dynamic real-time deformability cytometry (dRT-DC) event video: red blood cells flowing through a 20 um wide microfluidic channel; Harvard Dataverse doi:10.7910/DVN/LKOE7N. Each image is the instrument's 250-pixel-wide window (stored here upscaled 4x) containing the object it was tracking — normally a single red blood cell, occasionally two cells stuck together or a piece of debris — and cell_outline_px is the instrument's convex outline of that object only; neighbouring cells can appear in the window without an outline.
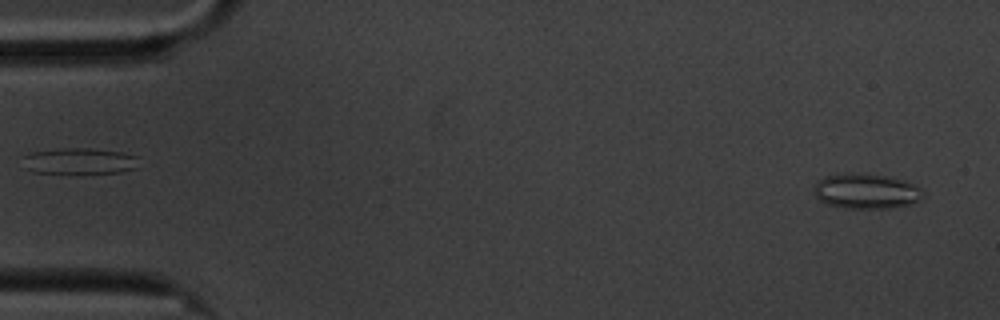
{"species": "common noctule bat (a hibernating species)", "species_latin": "Nyctalus noctula", "temperature_condition": "cold", "stored_images_in_passage": 59, "camera_frame_rate_fps": 3000, "um_per_image_px": 0.085, "animal": {"sex": "male", "body_mass_g": 20.1, "forearm_length_mm": 53.5}, "frame": {"image": 1, "passage_image": 2, "time_ms": 0.333, "image_size_px": [1000, 320], "cell_outline_px": [[924, 196], [920, 200], [908, 204], [892, 208], [848, 208], [828, 204], [820, 200], [812, 192], [812, 188], [816, 180], [824, 176], [836, 172], [844, 172], [888, 176], [912, 184], [924, 192]], "centroid_in_image_um": [73.54, 16.23], "position_along_channel_um": 11.5, "area_um2": 22.48}}
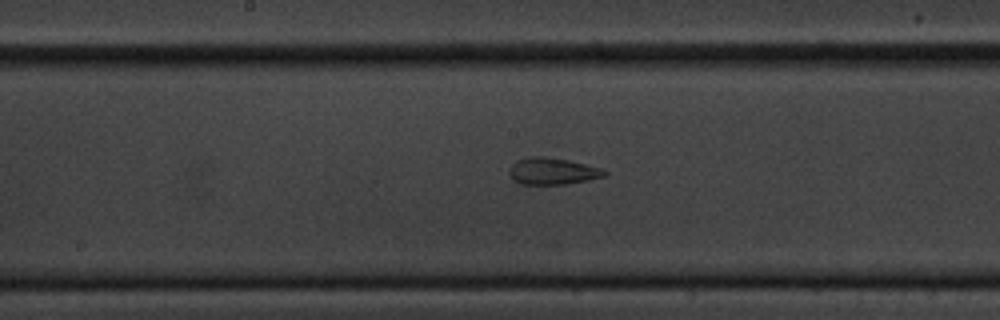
{"frame": {"image": 2, "passage_image": 29, "time_ms": 9.333, "image_size_px": [1000, 320], "cell_outline_px": [[608, 172], [604, 176], [588, 180], [564, 184], [520, 184], [512, 180], [508, 172], [508, 168], [516, 160], [528, 156], [544, 156], [568, 160], [600, 168]], "centroid_in_image_um": [46.89, 14.54], "position_along_channel_um": 201.3, "area_um2": 14.91}}
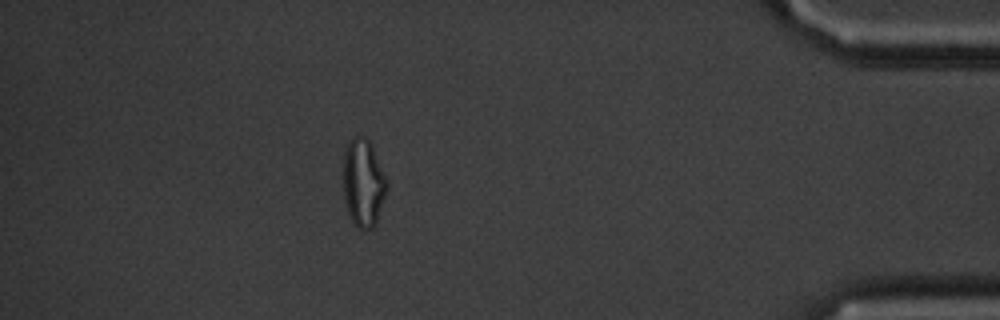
{"frame": {"image": 3, "passage_image": 51, "time_ms": 16.667, "image_size_px": [1000, 320], "cell_outline_px": [[388, 188], [376, 224], [372, 228], [356, 228], [352, 224], [344, 200], [344, 152], [348, 144], [356, 136], [364, 136], [372, 144], [388, 180]], "centroid_in_image_um": [30.91, 15.57], "position_along_channel_um": 404.3, "area_um2": 22.48}}